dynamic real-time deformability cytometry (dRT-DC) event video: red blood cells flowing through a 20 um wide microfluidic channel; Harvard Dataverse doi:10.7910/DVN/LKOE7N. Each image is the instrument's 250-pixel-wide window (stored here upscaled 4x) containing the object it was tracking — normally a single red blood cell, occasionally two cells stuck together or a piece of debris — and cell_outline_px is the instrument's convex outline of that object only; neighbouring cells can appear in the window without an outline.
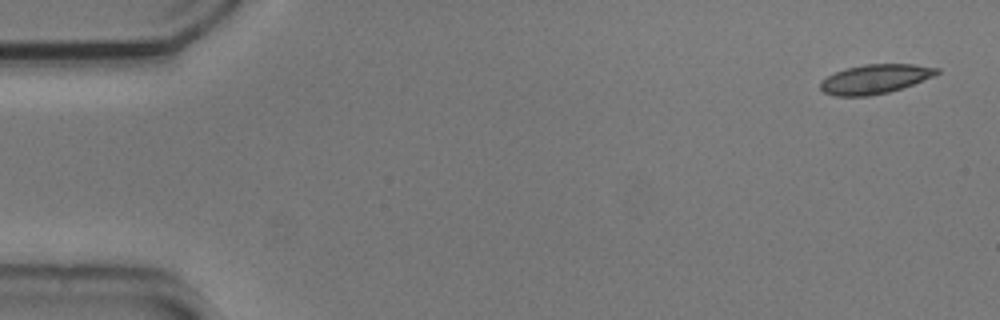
{"species": "common noctule bat (a hibernating species)", "species_latin": "Nyctalus noctula", "temperature_condition": "cold", "stored_images_in_passage": 49, "camera_frame_rate_fps": 3000, "um_per_image_px": 0.085, "animal": {"sex": "male", "body_mass_g": 20.5, "forearm_length_mm": 52.5}, "frame": {"image": 1, "passage_image": 1, "time_ms": 0.0, "image_size_px": [1000, 320], "cell_outline_px": [[940, 72], [932, 76], [912, 84], [888, 92], [868, 96], [836, 96], [824, 92], [820, 88], [820, 80], [836, 72], [848, 68], [864, 64], [916, 64], [940, 68]], "centroid_in_image_um": [74.36, 6.71], "position_along_channel_um": 10.6, "area_um2": 19.65}}
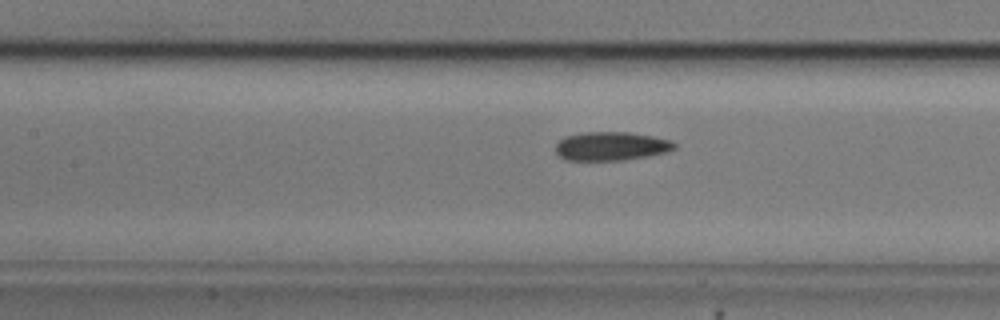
{"frame": {"image": 2, "passage_image": 23, "time_ms": 7.333, "image_size_px": [1000, 320], "cell_outline_px": [[676, 148], [668, 152], [648, 156], [624, 160], [568, 160], [560, 156], [556, 152], [556, 144], [560, 140], [568, 136], [584, 132], [628, 132], [652, 136], [672, 140], [676, 144]], "centroid_in_image_um": [52.0, 12.42], "position_along_channel_um": 155.4, "area_um2": 19.83}}
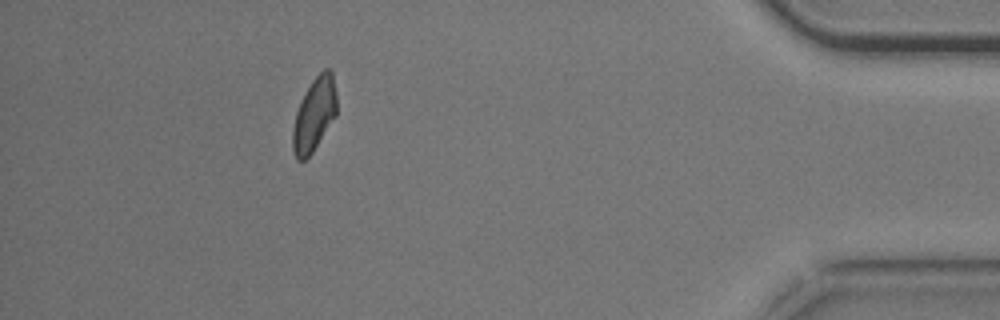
{"frame": {"image": 3, "passage_image": 48, "time_ms": 15.667, "image_size_px": [1000, 320], "cell_outline_px": [[336, 116], [312, 152], [304, 160], [296, 160], [292, 148], [292, 128], [296, 112], [300, 100], [312, 80], [324, 68], [328, 68], [332, 72], [336, 92]], "centroid_in_image_um": [26.7, 9.72], "position_along_channel_um": 408.5, "area_um2": 18.84}}